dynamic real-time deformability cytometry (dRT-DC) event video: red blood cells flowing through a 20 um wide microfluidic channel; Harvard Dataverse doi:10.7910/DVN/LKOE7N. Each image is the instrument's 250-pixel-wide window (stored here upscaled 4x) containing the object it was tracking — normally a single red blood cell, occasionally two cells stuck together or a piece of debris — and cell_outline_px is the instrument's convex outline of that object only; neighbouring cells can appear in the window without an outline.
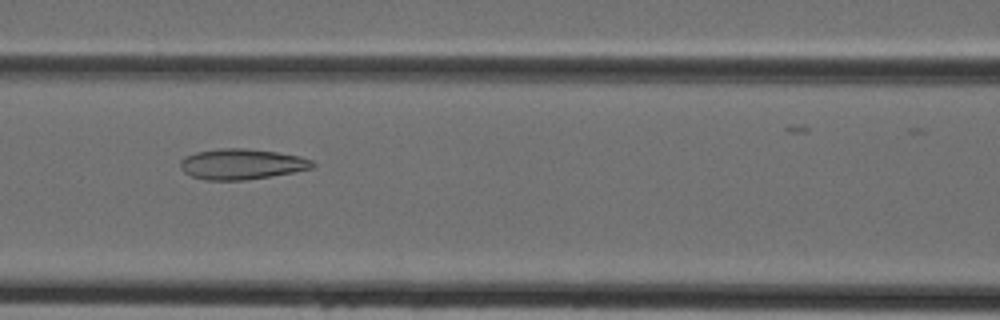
{"species": "Egyptian fruit bat (a non-hibernating species)", "species_latin": "Rousettus aegyptiacus", "temperature_condition": "cold", "stored_images_in_passage": 33, "camera_frame_rate_fps": 3000, "um_per_image_px": 0.085, "animal": {"sex": "female"}, "frame": {"image": 1, "passage_image": 12, "time_ms": 3.667, "image_size_px": [1000, 320], "cell_outline_px": [[316, 168], [244, 180], [204, 180], [192, 176], [184, 172], [180, 168], [180, 160], [184, 156], [196, 152], [220, 148], [244, 148], [276, 152], [300, 156], [312, 160], [316, 164]], "centroid_in_image_um": [20.53, 13.94], "position_along_channel_um": 146.1, "area_um2": 23.58}}
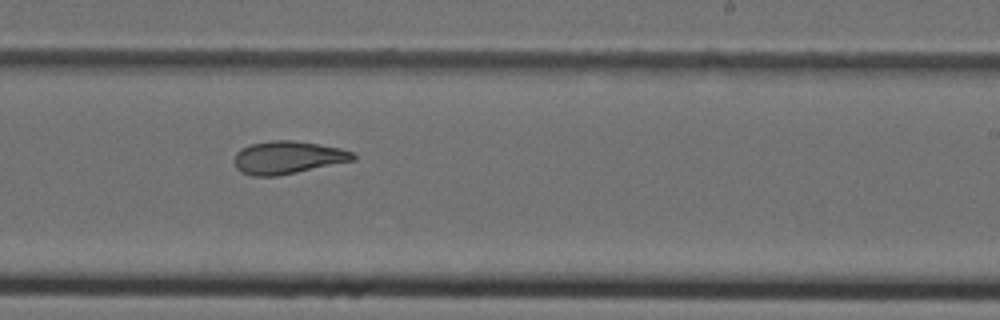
{"frame": {"image": 2, "passage_image": 20, "time_ms": 6.333, "image_size_px": [1000, 320], "cell_outline_px": [[356, 160], [276, 176], [252, 176], [240, 172], [236, 168], [236, 152], [240, 148], [252, 144], [272, 140], [292, 140], [320, 144], [340, 148], [352, 152], [356, 156]], "centroid_in_image_um": [24.47, 13.38], "position_along_channel_um": 264.5, "area_um2": 22.6}}
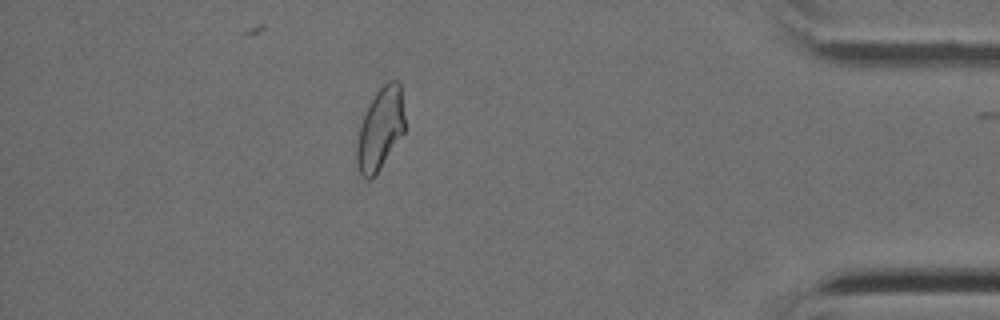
{"frame": {"image": 3, "passage_image": 32, "time_ms": 10.333, "image_size_px": [1000, 320], "cell_outline_px": [[404, 132], [372, 180], [364, 180], [360, 176], [356, 164], [356, 144], [360, 124], [376, 92], [388, 80], [396, 80], [400, 84], [404, 116]], "centroid_in_image_um": [32.29, 11.02], "position_along_channel_um": 402.9, "area_um2": 22.83}}